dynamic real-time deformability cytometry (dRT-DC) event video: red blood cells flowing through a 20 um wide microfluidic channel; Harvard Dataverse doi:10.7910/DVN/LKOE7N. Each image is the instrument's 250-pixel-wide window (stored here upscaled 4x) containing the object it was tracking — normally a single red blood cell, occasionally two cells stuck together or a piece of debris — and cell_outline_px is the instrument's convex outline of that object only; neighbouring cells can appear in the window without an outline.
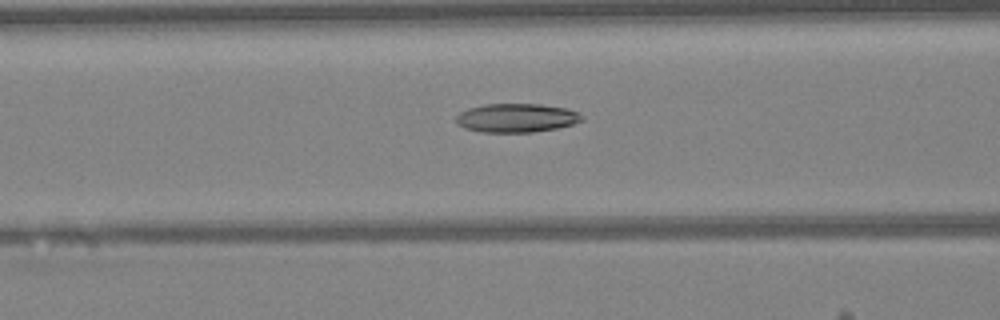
{"species": "Egyptian fruit bat (a non-hibernating species)", "species_latin": "Rousettus aegyptiacus", "temperature_condition": "warm", "stored_images_in_passage": 48, "camera_frame_rate_fps": 3000, "um_per_image_px": 0.085, "animal": {"sex": "female"}, "frame": {"image": 1, "passage_image": 20, "time_ms": 6.333, "image_size_px": [1000, 320], "cell_outline_px": [[584, 120], [572, 124], [556, 128], [532, 132], [480, 132], [464, 128], [456, 124], [456, 116], [460, 112], [468, 108], [484, 104], [540, 104], [568, 108], [580, 112], [584, 116]], "centroid_in_image_um": [43.91, 10.02], "position_along_channel_um": 122.7, "area_um2": 21.33}}
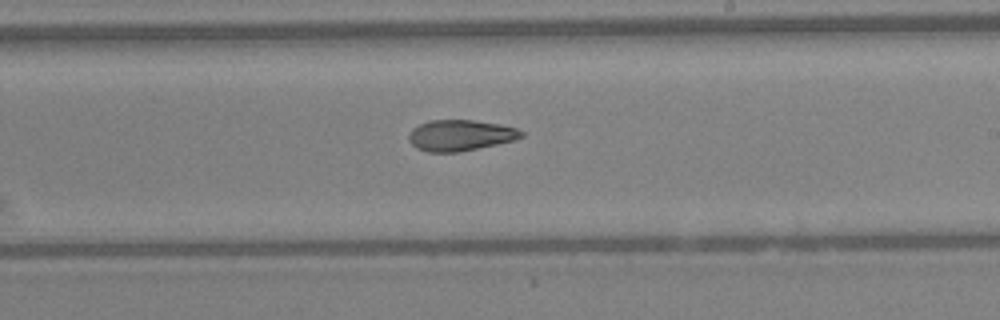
{"frame": {"image": 2, "passage_image": 29, "time_ms": 9.333, "image_size_px": [1000, 320], "cell_outline_px": [[524, 136], [512, 140], [496, 144], [456, 152], [428, 152], [416, 148], [408, 140], [408, 132], [412, 128], [428, 120], [472, 120], [500, 124], [516, 128], [524, 132]], "centroid_in_image_um": [39.08, 11.49], "position_along_channel_um": 249.9, "area_um2": 20.23}}
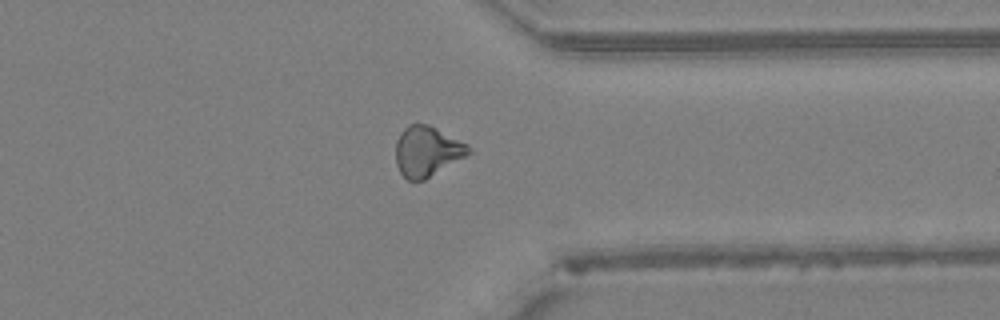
{"frame": {"image": 3, "passage_image": 38, "time_ms": 12.333, "image_size_px": [1000, 320], "cell_outline_px": [[472, 152], [424, 180], [408, 180], [400, 172], [396, 164], [396, 140], [400, 132], [408, 124], [428, 124], [468, 144]], "centroid_in_image_um": [36.28, 12.85], "position_along_channel_um": 375.1, "area_um2": 21.15}, "authors_computed_cell_mechanics": {"area_um2": 21.097, "velocity_mm_per_s": 4.2677, "shape_relaxation_time_tau1_ms": 10.0306, "shape_relaxation_time_tau2_ms": 3.8781, "deformation_change_tau1": 0.2183, "deformation_change_tau2": 0.1102}}